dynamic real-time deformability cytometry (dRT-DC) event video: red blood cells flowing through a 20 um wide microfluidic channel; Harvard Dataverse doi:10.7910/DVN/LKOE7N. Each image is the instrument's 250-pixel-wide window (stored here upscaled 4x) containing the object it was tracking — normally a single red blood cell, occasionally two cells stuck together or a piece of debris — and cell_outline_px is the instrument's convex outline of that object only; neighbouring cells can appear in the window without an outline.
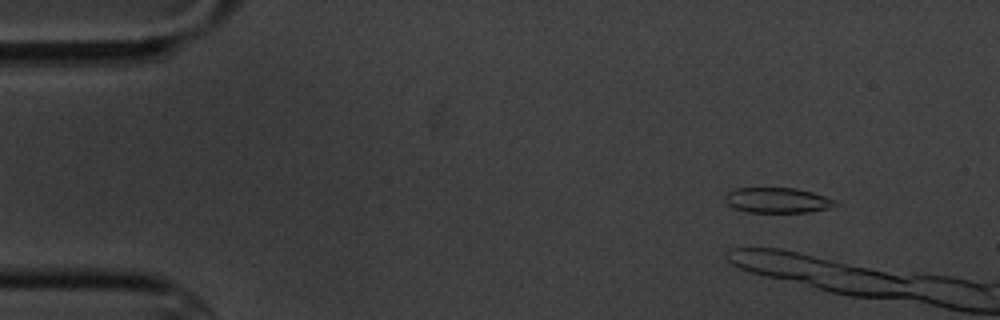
{"species": "common noctule bat (a hibernating species)", "species_latin": "Nyctalus noctula", "temperature_condition": "cold", "stored_images_in_passage": 4, "camera_frame_rate_fps": 3000, "um_per_image_px": 0.085, "animal": {"sex": "male", "body_mass_g": 20.1, "forearm_length_mm": 53.5}, "frame": {"image": 1, "passage_image": 2, "time_ms": 1.0, "image_size_px": [1000, 320], "cell_outline_px": [[840, 204], [828, 208], [808, 212], [748, 212], [732, 208], [724, 200], [724, 196], [728, 192], [736, 188], [796, 188], [812, 192], [836, 200]], "centroid_in_image_um": [66.07, 17.02], "position_along_channel_um": 18.9, "area_um2": 16.3}}